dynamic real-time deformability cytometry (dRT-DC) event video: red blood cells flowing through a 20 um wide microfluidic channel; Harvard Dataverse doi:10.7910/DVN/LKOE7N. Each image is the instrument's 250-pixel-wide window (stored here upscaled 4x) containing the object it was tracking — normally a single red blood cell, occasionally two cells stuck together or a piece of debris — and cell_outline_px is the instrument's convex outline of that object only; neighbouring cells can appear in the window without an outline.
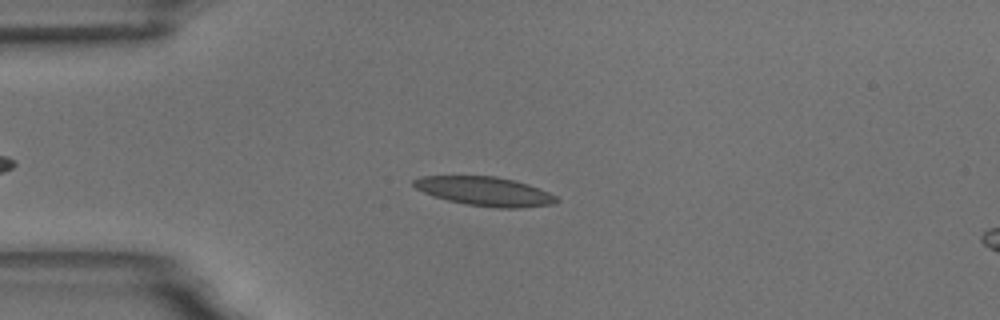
{"species": "common noctule bat (a hibernating species)", "species_latin": "Nyctalus noctula", "temperature_condition": "room temperature", "stored_images_in_passage": 50, "camera_frame_rate_fps": 3000, "um_per_image_px": 0.085, "animal": {"sex": "male", "body_mass_g": 18.8}, "frame": {"image": 1, "passage_image": 13, "time_ms": 4.0, "image_size_px": [1000, 320], "cell_outline_px": [[560, 200], [556, 204], [520, 208], [496, 208], [464, 204], [432, 196], [416, 188], [412, 184], [412, 180], [420, 176], [496, 176], [528, 184], [548, 192], [556, 196]], "centroid_in_image_um": [41.21, 16.27], "position_along_channel_um": 43.8, "area_um2": 24.28}}
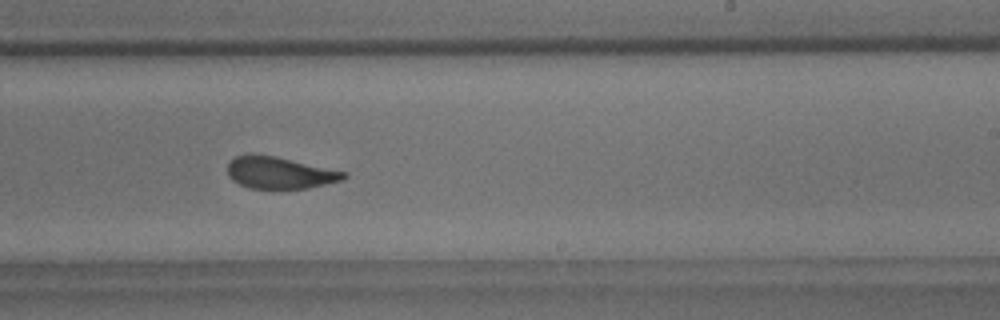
{"frame": {"image": 2, "passage_image": 33, "time_ms": 10.667, "image_size_px": [1000, 320], "cell_outline_px": [[348, 176], [344, 180], [308, 188], [248, 188], [232, 180], [228, 176], [228, 164], [236, 156], [248, 152], [252, 152], [276, 156], [348, 172]], "centroid_in_image_um": [23.78, 14.66], "position_along_channel_um": 265.2, "area_um2": 21.91}}
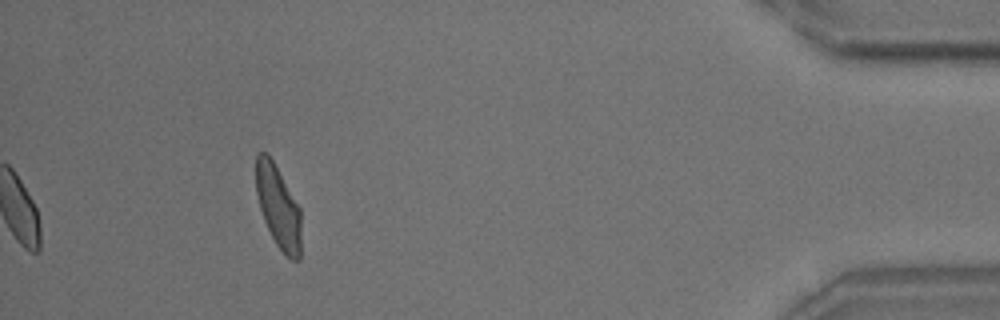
{"frame": {"image": 3, "passage_image": 50, "time_ms": 16.333, "image_size_px": [1000, 320], "cell_outline_px": [[300, 260], [292, 260], [276, 244], [264, 220], [260, 208], [256, 192], [256, 152], [268, 152], [300, 208]], "centroid_in_image_um": [23.64, 17.54], "position_along_channel_um": 411.6, "area_um2": 21.44}, "authors_computed_cell_mechanics": {"area_um2": 22.9177, "velocity_mm_per_s": 3.6267, "shape_relaxation_time_tau1_ms": 5.6376, "shape_relaxation_time_tau2_ms": 1.0619, "deformation_change_tau1": 0.1653, "deformation_change_tau2": 0.0752}}